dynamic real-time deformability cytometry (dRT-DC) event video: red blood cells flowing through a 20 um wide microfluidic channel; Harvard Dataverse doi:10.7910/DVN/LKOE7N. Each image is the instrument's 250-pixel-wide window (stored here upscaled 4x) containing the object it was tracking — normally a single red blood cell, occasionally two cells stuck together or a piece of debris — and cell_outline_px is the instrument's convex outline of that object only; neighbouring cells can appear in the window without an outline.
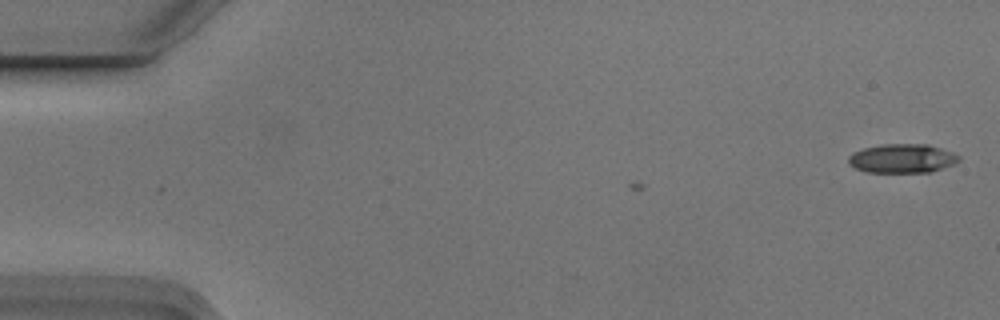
{"species": "Egyptian fruit bat (a non-hibernating species)", "species_latin": "Rousettus aegyptiacus", "temperature_condition": "cold", "stored_images_in_passage": 3, "camera_frame_rate_fps": 3000, "um_per_image_px": 0.085, "animal": {"sex": "male"}, "frame": {"image": 1, "passage_image": 1, "time_ms": 0.0, "image_size_px": [1000, 320], "cell_outline_px": [[960, 160], [956, 164], [932, 172], [868, 172], [856, 168], [848, 164], [848, 156], [852, 152], [864, 148], [880, 144], [928, 144], [952, 152], [960, 156]], "centroid_in_image_um": [76.7, 13.47], "position_along_channel_um": 8.3, "area_um2": 18.84}}